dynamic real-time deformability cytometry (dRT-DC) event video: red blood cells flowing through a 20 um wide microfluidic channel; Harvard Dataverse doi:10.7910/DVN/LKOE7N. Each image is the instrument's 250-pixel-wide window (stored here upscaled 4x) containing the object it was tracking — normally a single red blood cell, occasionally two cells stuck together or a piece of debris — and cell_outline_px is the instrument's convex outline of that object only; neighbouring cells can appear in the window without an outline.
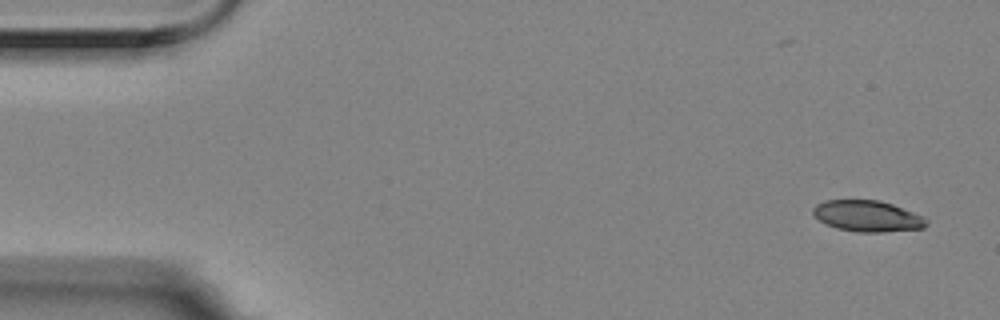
{"species": "Egyptian fruit bat (a non-hibernating species)", "species_latin": "Rousettus aegyptiacus", "temperature_condition": "room temperature", "stored_images_in_passage": 6, "camera_frame_rate_fps": 3000, "um_per_image_px": 0.085, "animal": {"sex": "female"}, "frame": {"image": 1, "passage_image": 1, "time_ms": 0.0, "image_size_px": [1000, 320], "cell_outline_px": [[928, 224], [924, 228], [880, 232], [856, 232], [836, 228], [820, 220], [812, 212], [812, 208], [816, 204], [824, 200], [880, 200], [892, 204], [924, 216], [928, 220]], "centroid_in_image_um": [73.75, 18.36], "position_along_channel_um": 11.2, "area_um2": 20.58}}
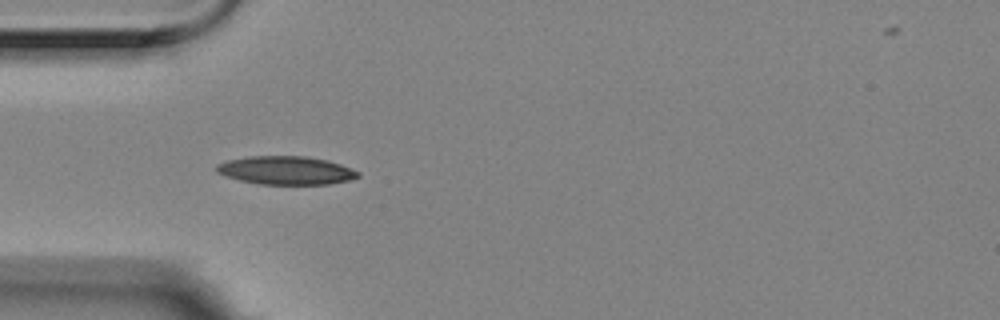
{"frame": {"image": 2, "passage_image": 5, "time_ms": 1.333, "image_size_px": [1000, 320], "cell_outline_px": [[360, 176], [348, 180], [328, 184], [260, 184], [240, 180], [224, 176], [216, 172], [216, 164], [228, 160], [248, 156], [304, 156], [328, 160], [340, 164], [360, 172]], "centroid_in_image_um": [24.28, 14.48], "position_along_channel_um": 60.7, "area_um2": 23.35}}
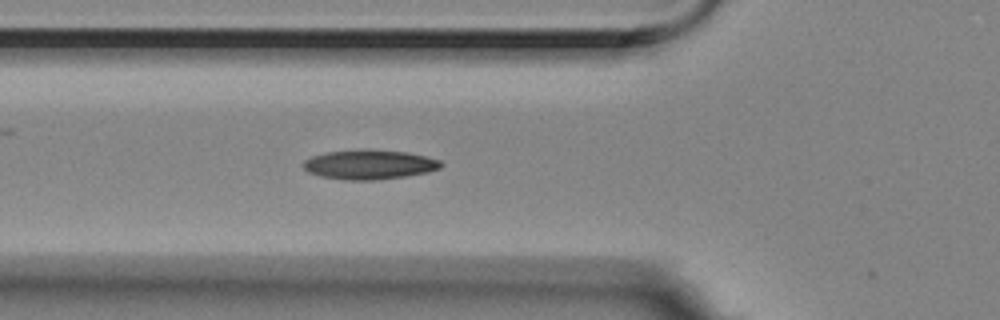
{"frame": {"image": 3, "passage_image": 6, "time_ms": 1.667, "image_size_px": [1000, 320], "cell_outline_px": [[444, 164], [440, 168], [428, 172], [404, 176], [376, 180], [344, 180], [320, 176], [308, 172], [304, 168], [304, 160], [312, 156], [324, 152], [364, 148], [408, 152], [440, 160]], "centroid_in_image_um": [31.38, 13.97], "position_along_channel_um": 94.4, "area_um2": 23.93}}